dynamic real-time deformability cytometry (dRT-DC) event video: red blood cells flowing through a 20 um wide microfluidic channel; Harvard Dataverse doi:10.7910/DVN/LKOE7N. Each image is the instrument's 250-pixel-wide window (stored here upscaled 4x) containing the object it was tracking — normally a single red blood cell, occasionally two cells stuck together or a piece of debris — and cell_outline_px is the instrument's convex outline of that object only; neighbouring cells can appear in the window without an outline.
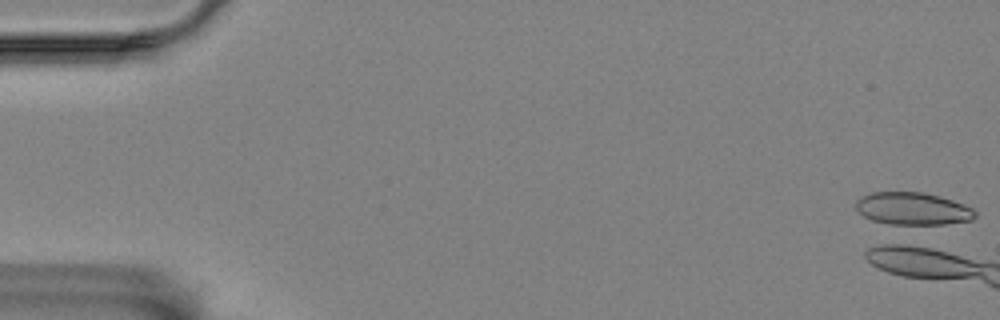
{"species": "Egyptian fruit bat (a non-hibernating species)", "species_latin": "Rousettus aegyptiacus", "temperature_condition": "room temperature", "stored_images_in_passage": 1, "camera_frame_rate_fps": 3000, "um_per_image_px": 0.085, "animal": {"sex": "female"}, "frame": {"image": 1, "passage_image": 1, "time_ms": 0.0, "image_size_px": [1000, 320], "cell_outline_px": [[976, 216], [972, 220], [944, 224], [900, 228], [896, 228], [872, 220], [864, 216], [856, 208], [856, 200], [872, 192], [924, 192], [940, 196], [964, 204], [972, 208], [976, 212]], "centroid_in_image_um": [77.58, 17.79], "position_along_channel_um": 7.4, "area_um2": 23.47}}